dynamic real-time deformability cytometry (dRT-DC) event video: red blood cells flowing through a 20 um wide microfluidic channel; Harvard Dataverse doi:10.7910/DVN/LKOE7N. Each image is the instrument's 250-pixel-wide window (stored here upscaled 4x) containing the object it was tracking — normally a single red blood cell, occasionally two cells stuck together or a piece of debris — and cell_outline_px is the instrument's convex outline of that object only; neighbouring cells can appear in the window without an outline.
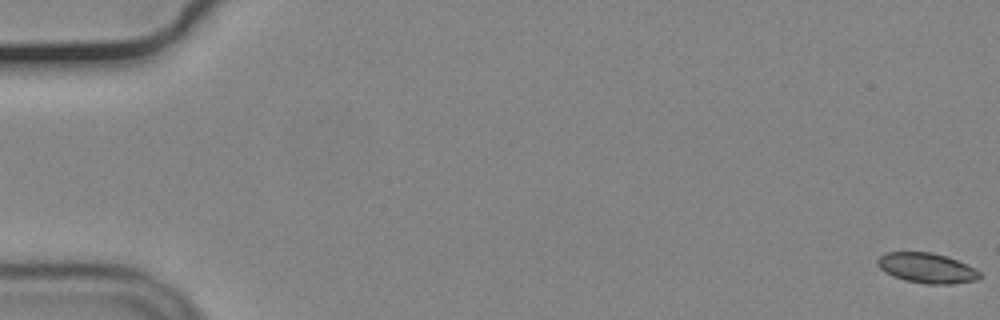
{"species": "common noctule bat (a hibernating species)", "species_latin": "Nyctalus noctula", "temperature_condition": "cold", "stored_images_in_passage": 57, "camera_frame_rate_fps": 3000, "um_per_image_px": 0.085, "animal": {"sex": "male", "body_mass_g": 19.2, "forearm_length_mm": 51.8}, "frame": {"image": 1, "passage_image": 1, "time_ms": 0.0, "image_size_px": [1000, 320], "cell_outline_px": [[984, 276], [976, 280], [952, 284], [924, 284], [904, 280], [892, 276], [880, 268], [876, 264], [876, 260], [884, 252], [932, 252], [948, 256], [976, 268]], "centroid_in_image_um": [78.8, 22.78], "position_along_channel_um": 6.2, "area_um2": 18.26}}
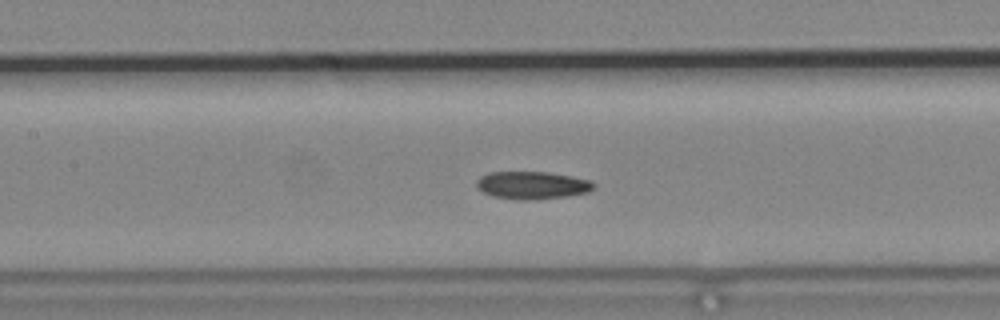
{"frame": {"image": 2, "passage_image": 27, "time_ms": 8.667, "image_size_px": [1000, 320], "cell_outline_px": [[596, 184], [588, 192], [568, 196], [536, 200], [516, 200], [492, 196], [476, 188], [476, 180], [480, 176], [492, 172], [548, 172], [572, 176], [592, 180]], "centroid_in_image_um": [45.24, 15.75], "position_along_channel_um": 162.2, "area_um2": 19.13}}
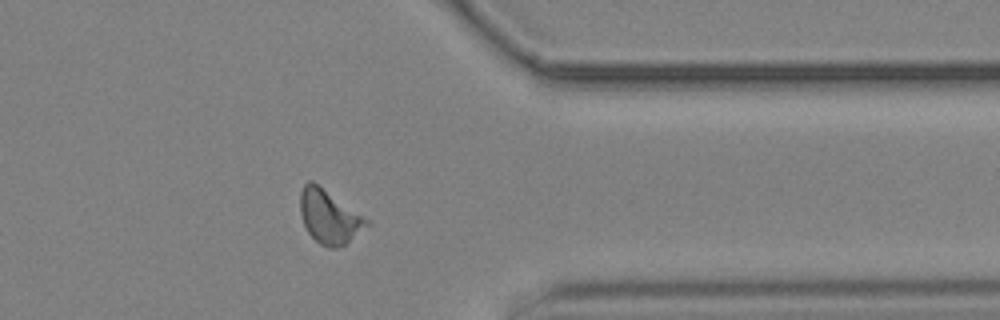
{"frame": {"image": 3, "passage_image": 46, "time_ms": 15.0, "image_size_px": [1000, 320], "cell_outline_px": [[372, 224], [344, 244], [336, 248], [328, 248], [320, 244], [308, 232], [304, 224], [300, 212], [300, 192], [304, 184], [308, 180], [312, 180], [368, 220]], "centroid_in_image_um": [27.96, 18.42], "position_along_channel_um": 383.4, "area_um2": 20.4}}